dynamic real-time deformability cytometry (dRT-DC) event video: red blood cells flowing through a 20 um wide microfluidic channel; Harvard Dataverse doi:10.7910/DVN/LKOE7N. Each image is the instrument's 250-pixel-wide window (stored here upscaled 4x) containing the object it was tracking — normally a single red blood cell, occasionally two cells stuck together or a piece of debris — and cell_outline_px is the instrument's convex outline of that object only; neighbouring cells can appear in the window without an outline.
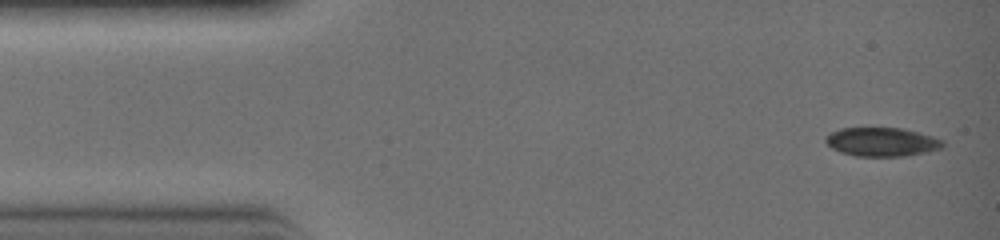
{"species": "common noctule bat (a hibernating species)", "species_latin": "Nyctalus noctula", "temperature_condition": "warm", "stored_images_in_passage": 5, "camera_frame_rate_fps": 3000, "um_per_image_px": 0.085, "animal": {"sex": "female", "body_mass_g": 19.0, "forearm_length_mm": 51.5}, "frame": {"image": 1, "passage_image": 1, "time_ms": 0.0, "image_size_px": [1000, 240], "cell_outline_px": [[944, 144], [940, 148], [928, 152], [904, 156], [856, 156], [840, 152], [832, 148], [824, 140], [824, 136], [840, 128], [900, 128], [920, 132], [944, 140]], "centroid_in_image_um": [74.95, 12.06], "position_along_channel_um": 10.0, "area_um2": 19.71}}
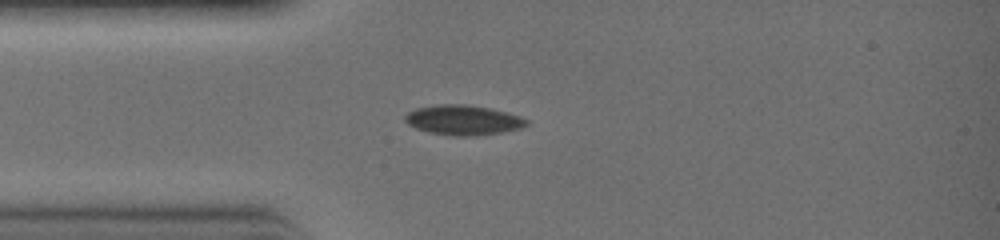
{"frame": {"image": 2, "passage_image": 5, "time_ms": 1.333, "image_size_px": [1000, 240], "cell_outline_px": [[528, 124], [520, 128], [500, 132], [476, 136], [452, 136], [428, 132], [416, 128], [408, 124], [404, 120], [404, 116], [408, 112], [416, 108], [440, 104], [464, 104], [488, 108], [520, 116], [528, 120]], "centroid_in_image_um": [39.33, 10.21], "position_along_channel_um": 45.7, "area_um2": 21.04}}